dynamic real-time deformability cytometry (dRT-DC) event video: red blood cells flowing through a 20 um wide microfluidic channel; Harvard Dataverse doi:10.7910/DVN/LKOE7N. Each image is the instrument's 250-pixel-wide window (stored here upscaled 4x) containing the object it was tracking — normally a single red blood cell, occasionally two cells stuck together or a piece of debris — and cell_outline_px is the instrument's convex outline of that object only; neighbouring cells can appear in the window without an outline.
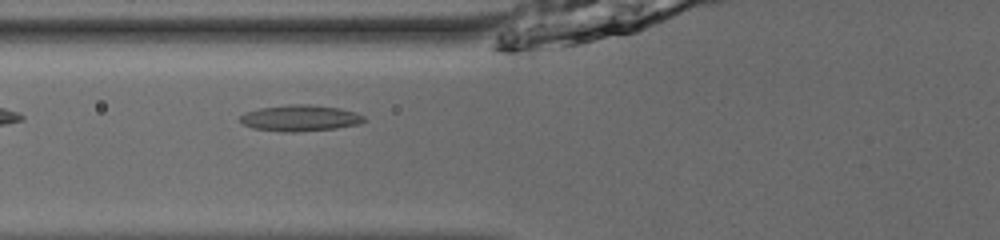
{"species": "common noctule bat (a hibernating species)", "species_latin": "Nyctalus noctula", "temperature_condition": "room temperature", "stored_images_in_passage": 35, "camera_frame_rate_fps": 3000, "um_per_image_px": 0.085, "animal": {"sex": "male", "body_mass_g": 13.0, "forearm_length_mm": 53.1}, "frame": {"image": 1, "passage_image": 4, "time_ms": 1.0, "image_size_px": [1000, 240], "cell_outline_px": [[368, 120], [360, 124], [336, 128], [296, 132], [280, 132], [252, 128], [244, 124], [240, 120], [240, 116], [244, 112], [260, 108], [292, 104], [308, 104], [340, 108], [356, 112], [364, 116]], "centroid_in_image_um": [25.54, 10.04], "position_along_channel_um": 100.3, "area_um2": 19.07}}
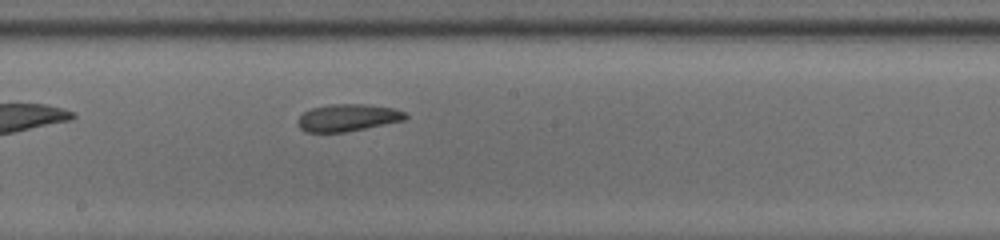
{"frame": {"image": 2, "passage_image": 13, "time_ms": 4.0, "image_size_px": [1000, 240], "cell_outline_px": [[408, 116], [404, 120], [344, 132], [308, 132], [300, 128], [300, 116], [304, 112], [312, 108], [328, 104], [364, 104], [392, 108], [404, 112]], "centroid_in_image_um": [29.56, 9.99], "position_along_channel_um": 218.6, "area_um2": 16.65}}
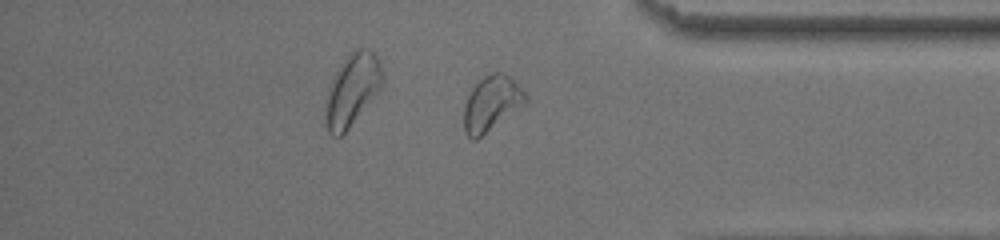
{"frame": {"image": 3, "passage_image": 27, "time_ms": 8.667, "image_size_px": [1000, 240], "cell_outline_px": [[528, 100], [524, 104], [476, 140], [472, 140], [464, 132], [464, 104], [472, 88], [484, 76], [492, 72], [500, 72], [508, 76], [528, 96]], "centroid_in_image_um": [41.75, 8.8], "position_along_channel_um": 393.5, "area_um2": 19.36}, "authors_computed_cell_mechanics": {"area_um2": 17.918, "velocity_mm_per_s": 3.9201, "shape_relaxation_time_tau1_ms": 8.5758, "shape_relaxation_time_tau2_ms": 4.4106, "deformation_change_tau1": 0.1385, "deformation_change_tau2": 0.0962}}